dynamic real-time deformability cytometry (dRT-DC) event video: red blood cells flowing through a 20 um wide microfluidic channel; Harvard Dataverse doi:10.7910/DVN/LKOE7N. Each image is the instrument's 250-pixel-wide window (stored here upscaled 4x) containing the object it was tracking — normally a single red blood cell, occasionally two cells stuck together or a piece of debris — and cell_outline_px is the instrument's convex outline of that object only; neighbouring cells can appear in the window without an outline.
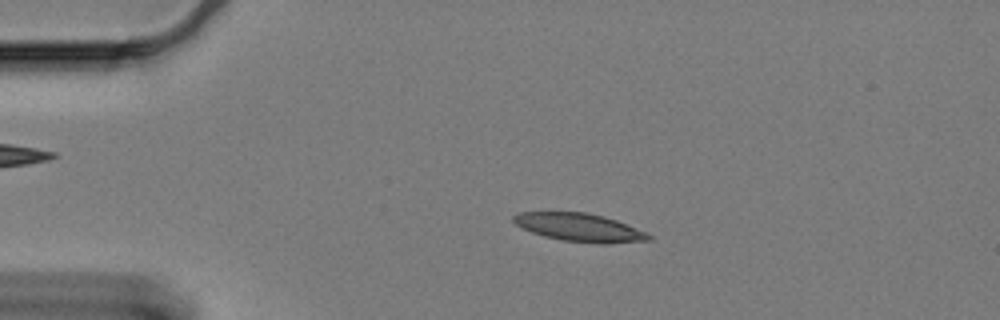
{"species": "Egyptian fruit bat (a non-hibernating species)", "species_latin": "Rousettus aegyptiacus", "temperature_condition": "cold", "stored_images_in_passage": 60, "camera_frame_rate_fps": 3000, "um_per_image_px": 0.085, "animal": {"sex": "female"}, "frame": {"image": 1, "passage_image": 12, "time_ms": 3.667, "image_size_px": [1000, 320], "cell_outline_px": [[652, 240], [604, 244], [600, 244], [560, 240], [544, 236], [532, 232], [516, 224], [512, 220], [512, 216], [520, 212], [584, 212], [604, 216], [616, 220], [636, 228], [652, 236]], "centroid_in_image_um": [49.26, 19.34], "position_along_channel_um": 35.7, "area_um2": 22.08}}
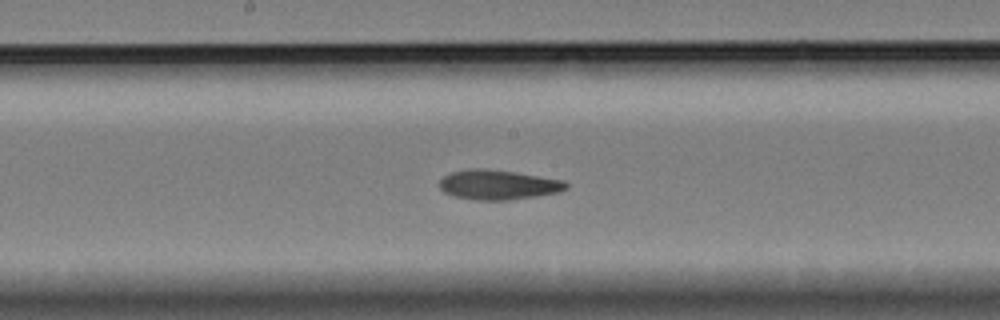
{"frame": {"image": 2, "passage_image": 31, "time_ms": 10.0, "image_size_px": [1000, 320], "cell_outline_px": [[568, 188], [560, 192], [536, 196], [508, 200], [476, 200], [452, 196], [444, 192], [440, 188], [440, 180], [444, 176], [452, 172], [468, 168], [484, 168], [516, 172], [564, 180], [568, 184]], "centroid_in_image_um": [42.35, 15.7], "position_along_channel_um": 205.8, "area_um2": 22.08}}
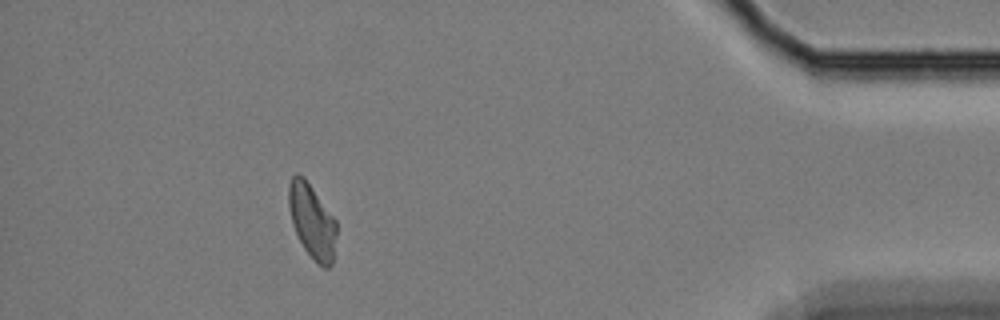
{"frame": {"image": 3, "passage_image": 54, "time_ms": 17.667, "image_size_px": [1000, 320], "cell_outline_px": [[336, 232], [332, 264], [328, 268], [324, 268], [316, 264], [304, 248], [292, 224], [288, 204], [288, 184], [292, 176], [296, 172], [304, 176], [336, 220]], "centroid_in_image_um": [26.5, 18.78], "position_along_channel_um": 408.7, "area_um2": 20.75}, "authors_computed_cell_mechanics": {"area_um2": 21.7328, "velocity_mm_per_s": 3.2906, "shape_relaxation_time_tau1_ms": 9.9873, "shape_relaxation_time_tau2_ms": 7.4996, "deformation_change_tau1": 0.1971, "deformation_change_tau2": 0.1554}}